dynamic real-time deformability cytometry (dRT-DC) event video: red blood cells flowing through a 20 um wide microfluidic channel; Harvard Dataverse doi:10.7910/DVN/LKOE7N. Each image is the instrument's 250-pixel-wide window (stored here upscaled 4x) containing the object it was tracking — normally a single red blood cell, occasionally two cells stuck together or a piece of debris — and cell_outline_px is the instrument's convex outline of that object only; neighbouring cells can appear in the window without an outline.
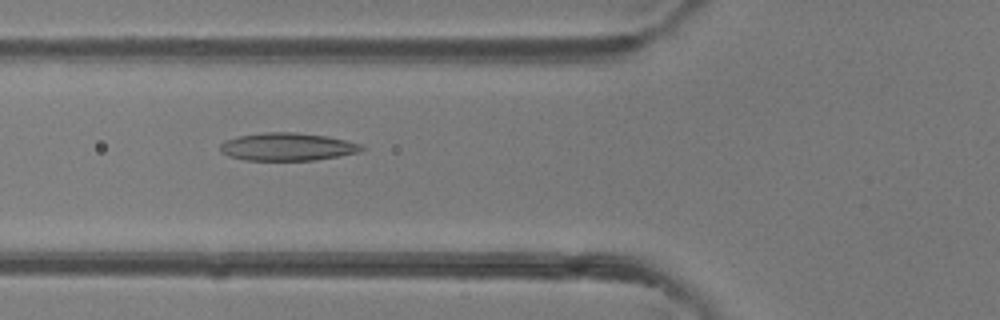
{"species": "common noctule bat (a hibernating species)", "species_latin": "Nyctalus noctula", "temperature_condition": "room temperature", "stored_images_in_passage": 47, "camera_frame_rate_fps": 3000, "um_per_image_px": 0.085, "animal": {"sex": "female"}, "frame": {"image": 1, "passage_image": 17, "time_ms": 5.333, "image_size_px": [1000, 320], "cell_outline_px": [[364, 148], [360, 152], [340, 156], [316, 160], [244, 160], [228, 156], [220, 152], [220, 144], [224, 140], [240, 136], [264, 132], [296, 132], [328, 136], [360, 144]], "centroid_in_image_um": [24.41, 12.48], "position_along_channel_um": 101.4, "area_um2": 23.0}}
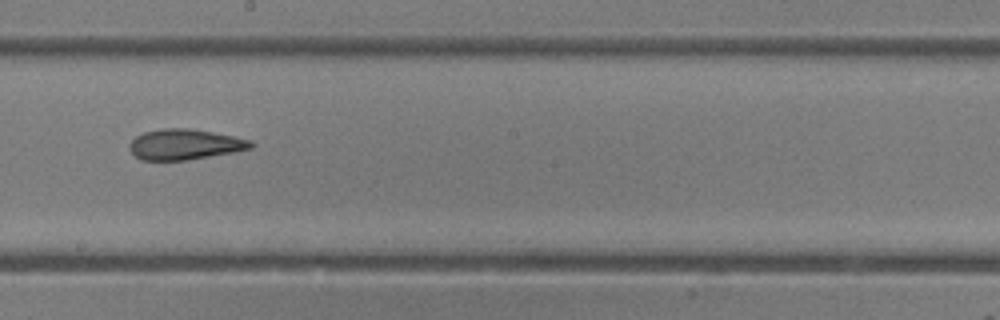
{"frame": {"image": 2, "passage_image": 26, "time_ms": 8.333, "image_size_px": [1000, 320], "cell_outline_px": [[256, 144], [252, 148], [236, 152], [188, 160], [140, 160], [128, 148], [128, 144], [136, 136], [144, 132], [164, 128], [188, 128], [212, 132], [252, 140]], "centroid_in_image_um": [15.73, 12.28], "position_along_channel_um": 232.5, "area_um2": 21.73}}
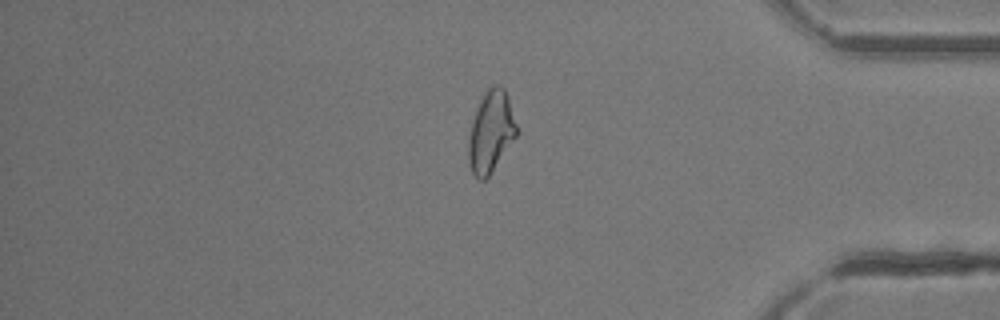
{"frame": {"image": 3, "passage_image": 39, "time_ms": 12.667, "image_size_px": [1000, 320], "cell_outline_px": [[520, 132], [488, 176], [484, 180], [480, 180], [472, 172], [468, 164], [468, 144], [472, 120], [476, 108], [484, 92], [492, 84], [500, 84], [504, 88], [508, 96]], "centroid_in_image_um": [41.75, 11.16], "position_along_channel_um": 393.5, "area_um2": 23.12}, "authors_computed_cell_mechanics": {"area_um2": 23.2356, "velocity_mm_per_s": 4.3565, "shape_relaxation_time_tau1_ms": null, "shape_relaxation_time_tau2_ms": 2.5488, "deformation_change_tau1": null, "deformation_change_tau2": 0.1029}}